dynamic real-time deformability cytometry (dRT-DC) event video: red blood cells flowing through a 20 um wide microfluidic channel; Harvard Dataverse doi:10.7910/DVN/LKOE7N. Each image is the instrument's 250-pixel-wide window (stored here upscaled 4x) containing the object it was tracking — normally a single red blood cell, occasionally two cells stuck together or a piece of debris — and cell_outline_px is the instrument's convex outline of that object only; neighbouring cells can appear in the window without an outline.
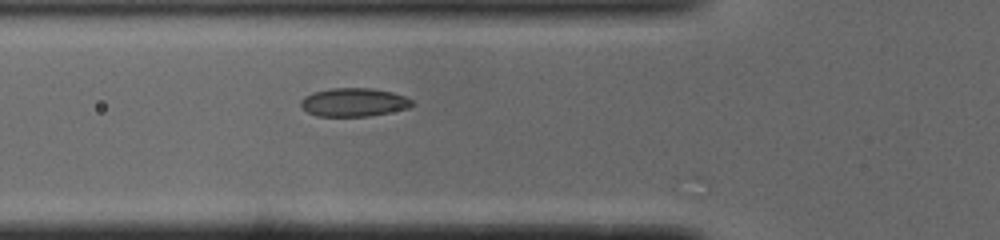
{"species": "common noctule bat (a hibernating species)", "species_latin": "Nyctalus noctula", "temperature_condition": "cold", "stored_images_in_passage": 15, "camera_frame_rate_fps": 3000, "um_per_image_px": 0.085, "animal": {"sex": "male", "body_mass_g": 19.0, "forearm_length_mm": 50.8}, "frame": {"image": 1, "passage_image": 14, "time_ms": 4.333, "image_size_px": [1000, 240], "cell_outline_px": [[412, 104], [408, 108], [368, 116], [316, 116], [308, 112], [300, 104], [300, 100], [304, 96], [312, 92], [328, 88], [372, 88], [392, 92], [404, 96], [412, 100]], "centroid_in_image_um": [30.03, 8.68], "position_along_channel_um": 95.8, "area_um2": 18.38}}